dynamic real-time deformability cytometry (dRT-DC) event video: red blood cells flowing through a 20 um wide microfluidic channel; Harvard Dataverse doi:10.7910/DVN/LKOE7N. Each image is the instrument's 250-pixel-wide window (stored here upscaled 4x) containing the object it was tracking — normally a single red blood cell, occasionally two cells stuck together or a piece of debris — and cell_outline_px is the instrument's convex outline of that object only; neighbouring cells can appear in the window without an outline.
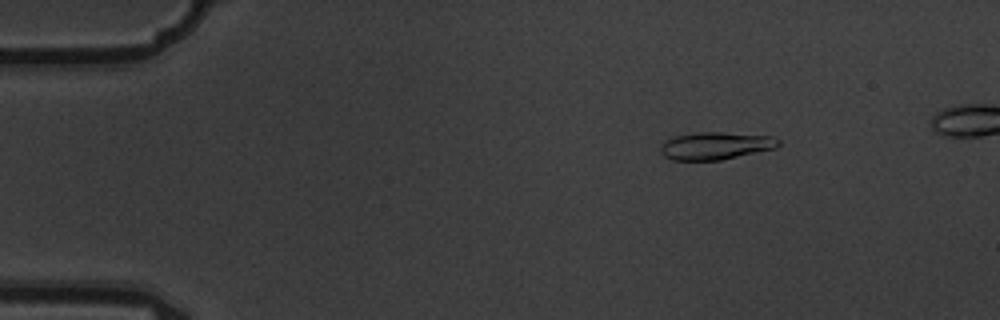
{"species": "common noctule bat (a hibernating species)", "species_latin": "Nyctalus noctula", "temperature_condition": "warm", "stored_images_in_passage": 5, "camera_frame_rate_fps": 3000, "um_per_image_px": 0.085, "animal": {"sex": "male", "body_mass_g": 19.5, "forearm_length_mm": 54.6}, "frame": {"image": 1, "passage_image": 2, "time_ms": 0.333, "image_size_px": [1000, 320], "cell_outline_px": [[780, 144], [776, 148], [720, 160], [672, 160], [664, 156], [660, 152], [660, 144], [664, 140], [676, 136], [700, 132], [724, 132], [772, 136], [780, 140]], "centroid_in_image_um": [60.81, 12.39], "position_along_channel_um": 24.2, "area_um2": 18.96}}